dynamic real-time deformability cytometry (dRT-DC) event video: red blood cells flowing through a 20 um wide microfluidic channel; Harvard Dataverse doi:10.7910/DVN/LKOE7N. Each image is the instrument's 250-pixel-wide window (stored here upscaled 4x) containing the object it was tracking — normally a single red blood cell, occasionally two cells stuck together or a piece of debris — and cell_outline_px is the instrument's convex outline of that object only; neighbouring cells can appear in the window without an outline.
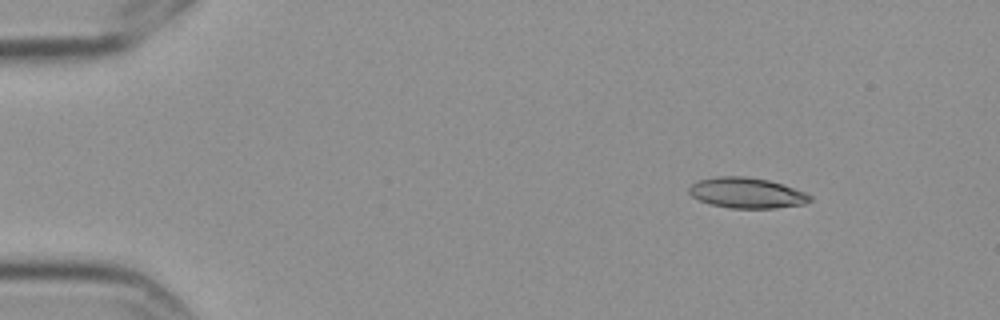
{"species": "Egyptian fruit bat (a non-hibernating species)", "species_latin": "Rousettus aegyptiacus", "temperature_condition": "cold", "stored_images_in_passage": 6, "camera_frame_rate_fps": 3000, "um_per_image_px": 0.085, "frame": {"image": 1, "passage_image": 1, "time_ms": 0.0, "image_size_px": [1000, 320], "cell_outline_px": [[812, 200], [804, 204], [776, 208], [728, 208], [708, 204], [692, 196], [688, 192], [688, 188], [696, 180], [716, 176], [744, 176], [768, 180], [804, 192], [812, 196]], "centroid_in_image_um": [63.42, 16.4], "position_along_channel_um": 21.6, "area_um2": 21.56}}
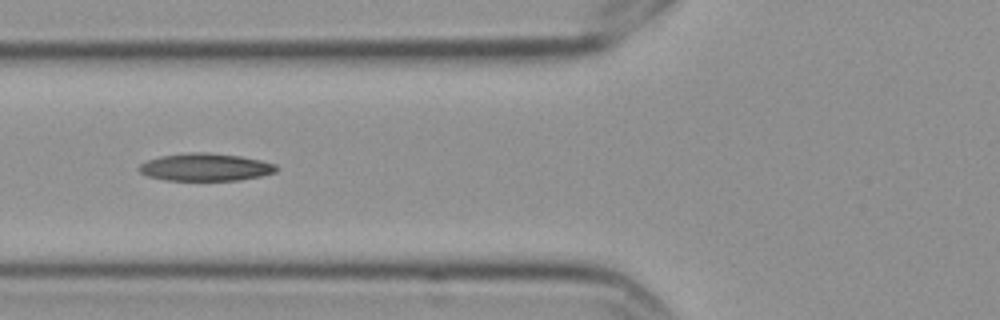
{"frame": {"image": 2, "passage_image": 5, "time_ms": 1.333, "image_size_px": [1000, 320], "cell_outline_px": [[280, 168], [276, 172], [260, 176], [240, 180], [164, 180], [148, 176], [140, 172], [136, 168], [140, 164], [148, 160], [160, 156], [188, 152], [208, 152], [240, 156], [260, 160], [276, 164]], "centroid_in_image_um": [17.46, 14.2], "position_along_channel_um": 108.3, "area_um2": 22.2}}
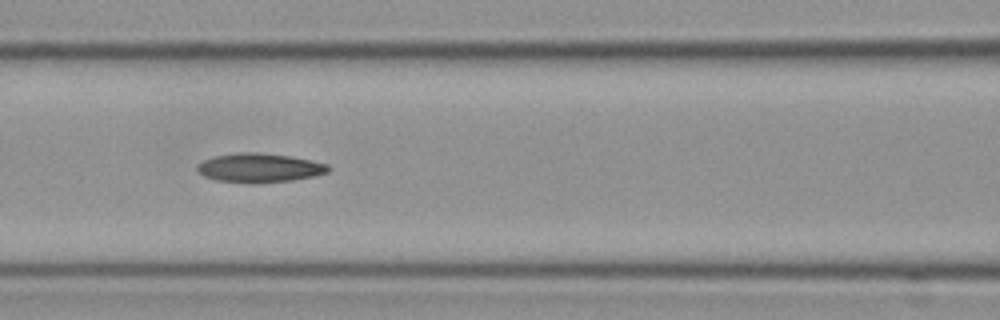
{"frame": {"image": 3, "passage_image": 6, "time_ms": 1.667, "image_size_px": [1000, 320], "cell_outline_px": [[332, 168], [328, 172], [316, 176], [292, 180], [260, 184], [248, 184], [216, 180], [204, 176], [196, 168], [204, 160], [216, 156], [244, 152], [256, 152], [288, 156], [328, 164]], "centroid_in_image_um": [22.09, 14.29], "position_along_channel_um": 144.5, "area_um2": 22.2}}